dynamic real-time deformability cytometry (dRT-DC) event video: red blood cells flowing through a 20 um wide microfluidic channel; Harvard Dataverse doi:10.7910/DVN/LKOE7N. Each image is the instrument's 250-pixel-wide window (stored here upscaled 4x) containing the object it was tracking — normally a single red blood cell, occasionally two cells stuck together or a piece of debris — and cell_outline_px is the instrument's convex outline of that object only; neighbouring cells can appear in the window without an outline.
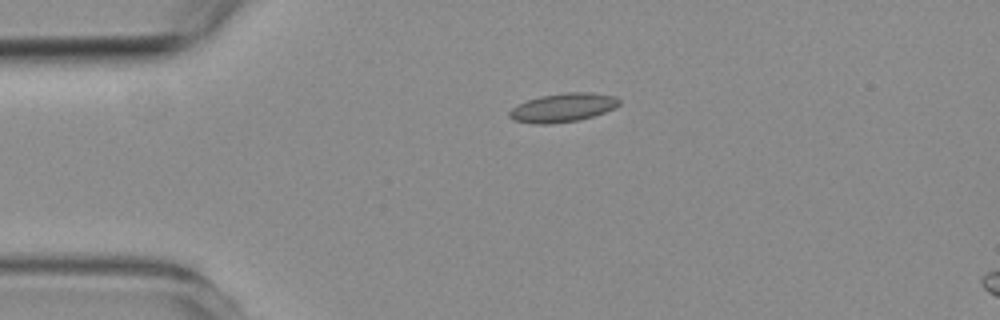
{"species": "common noctule bat (a hibernating species)", "species_latin": "Nyctalus noctula", "temperature_condition": "room temperature", "stored_images_in_passage": 3, "segment_of_instrument_passage": [1, 2], "camera_frame_rate_fps": 3000, "um_per_image_px": 0.085, "animal": {"sex": "female", "body_mass_g": 19.3, "forearm_length_mm": 54.1}, "frame": {"image": 1, "passage_image": 1, "time_ms": 0.0, "image_size_px": [1000, 320], "cell_outline_px": [[620, 104], [616, 108], [580, 120], [552, 124], [532, 124], [512, 120], [508, 116], [508, 112], [512, 108], [528, 100], [540, 96], [568, 92], [588, 92], [616, 96], [620, 100]], "centroid_in_image_um": [47.85, 9.16], "position_along_channel_um": 37.2, "area_um2": 18.5}}